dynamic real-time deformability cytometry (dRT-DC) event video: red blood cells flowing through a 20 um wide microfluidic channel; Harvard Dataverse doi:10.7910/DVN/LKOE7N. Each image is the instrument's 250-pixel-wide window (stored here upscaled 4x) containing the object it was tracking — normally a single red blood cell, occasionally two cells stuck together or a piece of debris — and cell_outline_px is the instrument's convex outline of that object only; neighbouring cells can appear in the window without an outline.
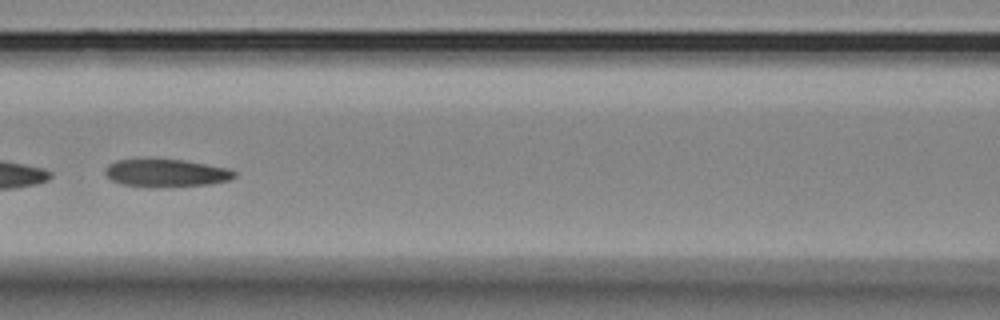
{"species": "Egyptian fruit bat (a non-hibernating species)", "species_latin": "Rousettus aegyptiacus", "temperature_condition": "room temperature", "stored_images_in_passage": 52, "camera_frame_rate_fps": 3000, "um_per_image_px": 0.085, "animal": {"sex": "female"}, "frame": {"image": 1, "passage_image": 23, "time_ms": 7.333, "image_size_px": [1000, 320], "cell_outline_px": [[236, 176], [228, 180], [212, 184], [152, 188], [148, 188], [120, 184], [112, 180], [104, 172], [104, 168], [108, 164], [116, 160], [184, 160], [232, 168], [236, 172]], "centroid_in_image_um": [14.14, 14.72], "position_along_channel_um": 152.5, "area_um2": 21.15}, "authors_computed_cell_mechanics": {"area_um2": 23.2645, "velocity_mm_per_s": 3.6581, "shape_relaxation_time_tau1_ms": null, "shape_relaxation_time_tau2_ms": 3.2446, "deformation_change_tau1": null, "deformation_change_tau2": 0.0907}}